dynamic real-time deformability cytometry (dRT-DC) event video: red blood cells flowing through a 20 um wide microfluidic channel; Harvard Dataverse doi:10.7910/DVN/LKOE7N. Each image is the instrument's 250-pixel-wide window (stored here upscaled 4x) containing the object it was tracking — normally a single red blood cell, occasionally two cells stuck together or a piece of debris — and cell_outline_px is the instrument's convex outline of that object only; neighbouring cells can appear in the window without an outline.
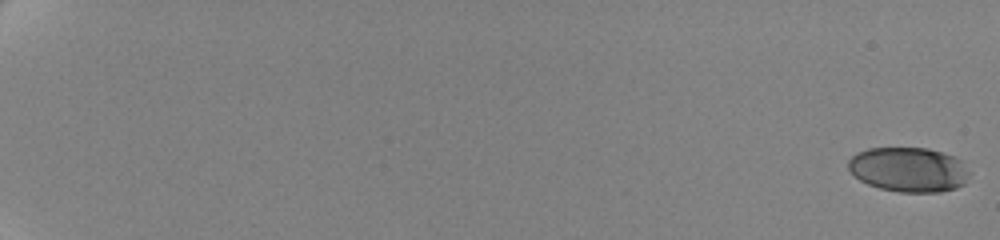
{"species": "human", "species_latin": "Homo sapiens", "temperature_condition": "cold", "stored_images_in_passage": 9, "camera_frame_rate_fps": 3000, "um_per_image_px": 0.085, "donor": {"sex": "female"}, "frame": {"image": 1, "passage_image": 1, "time_ms": 0.0, "image_size_px": [1000, 240], "cell_outline_px": [[972, 172], [964, 184], [956, 188], [940, 192], [900, 192], [880, 188], [868, 184], [860, 180], [848, 168], [848, 160], [856, 152], [868, 148], [928, 148], [956, 156]], "centroid_in_image_um": [77.27, 14.41], "position_along_channel_um": 7.7, "area_um2": 31.79}}